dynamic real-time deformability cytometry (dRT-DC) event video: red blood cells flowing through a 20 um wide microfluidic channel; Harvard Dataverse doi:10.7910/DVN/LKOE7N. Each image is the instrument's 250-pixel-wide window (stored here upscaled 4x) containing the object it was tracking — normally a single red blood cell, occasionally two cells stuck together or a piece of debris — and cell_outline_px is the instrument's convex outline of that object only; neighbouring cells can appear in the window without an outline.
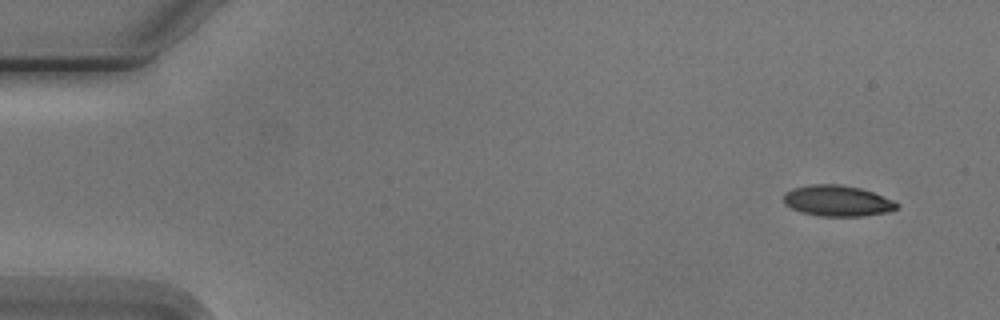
{"species": "Egyptian fruit bat (a non-hibernating species)", "species_latin": "Rousettus aegyptiacus", "temperature_condition": "cold", "stored_images_in_passage": 6, "camera_frame_rate_fps": 3000, "um_per_image_px": 0.085, "animal": {"sex": "male"}, "frame": {"image": 1, "passage_image": 1, "time_ms": 0.0, "image_size_px": [1000, 320], "cell_outline_px": [[900, 204], [896, 208], [884, 212], [860, 216], [820, 216], [800, 212], [784, 204], [784, 192], [792, 188], [808, 184], [840, 184], [860, 188], [872, 192], [892, 200]], "centroid_in_image_um": [71.11, 17.05], "position_along_channel_um": 13.9, "area_um2": 20.29}}
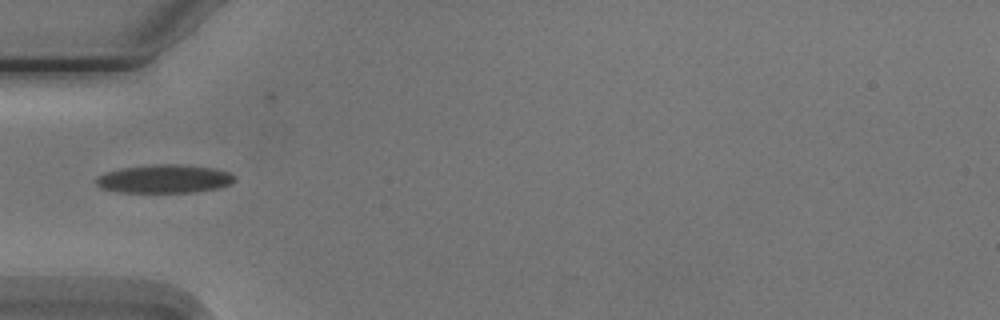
{"frame": {"image": 2, "passage_image": 5, "time_ms": 4.667, "image_size_px": [1000, 320], "cell_outline_px": [[236, 180], [232, 184], [220, 188], [196, 192], [116, 192], [100, 188], [96, 184], [96, 176], [108, 172], [124, 168], [156, 164], [180, 164], [212, 168], [232, 172], [236, 176]], "centroid_in_image_um": [14.03, 15.21], "position_along_channel_um": 71.0, "area_um2": 23.12}}